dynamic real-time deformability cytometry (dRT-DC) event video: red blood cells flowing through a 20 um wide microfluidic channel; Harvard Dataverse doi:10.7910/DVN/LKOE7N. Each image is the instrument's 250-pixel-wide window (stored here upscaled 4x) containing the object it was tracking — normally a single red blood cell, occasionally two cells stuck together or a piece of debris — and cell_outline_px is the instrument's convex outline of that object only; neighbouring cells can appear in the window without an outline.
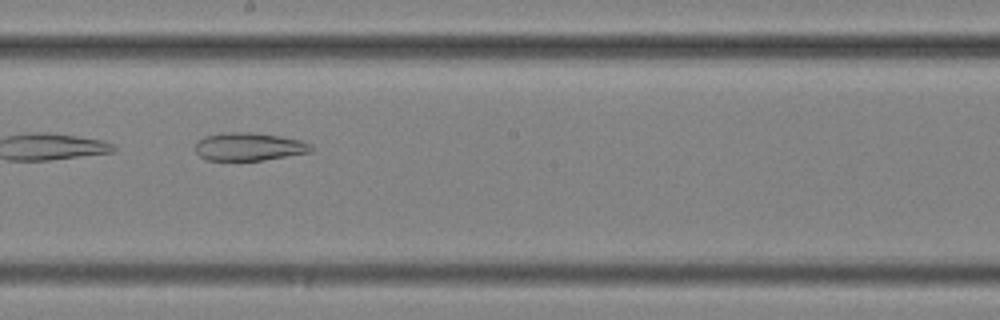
{"species": "common noctule bat (a hibernating species)", "species_latin": "Nyctalus noctula", "temperature_condition": "cold", "stored_images_in_passage": 14, "camera_frame_rate_fps": 3000, "um_per_image_px": 0.085, "animal": {"sex": "female", "body_mass_g": 25.1}, "frame": {"image": 1, "passage_image": 8, "time_ms": 2.333, "image_size_px": [1000, 320], "cell_outline_px": [[312, 152], [264, 160], [208, 160], [200, 156], [196, 152], [196, 140], [204, 136], [228, 132], [248, 132], [280, 136], [300, 140], [312, 144]], "centroid_in_image_um": [21.17, 12.46], "position_along_channel_um": 227.0, "area_um2": 18.9}}